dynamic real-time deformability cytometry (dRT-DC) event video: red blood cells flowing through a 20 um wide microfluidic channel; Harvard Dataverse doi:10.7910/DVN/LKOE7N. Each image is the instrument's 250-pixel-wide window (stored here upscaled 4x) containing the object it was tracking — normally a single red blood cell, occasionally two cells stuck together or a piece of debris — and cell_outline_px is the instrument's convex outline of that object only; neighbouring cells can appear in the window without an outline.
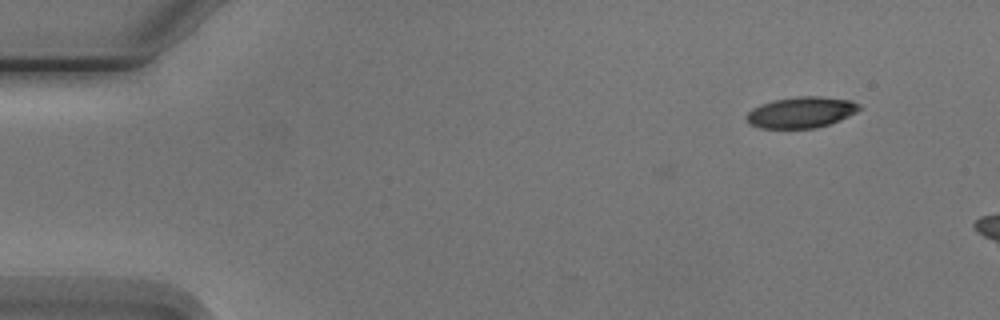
{"species": "Egyptian fruit bat (a non-hibernating species)", "species_latin": "Rousettus aegyptiacus", "temperature_condition": "cold", "stored_images_in_passage": 4, "camera_frame_rate_fps": 3000, "um_per_image_px": 0.085, "animal": {"sex": "male"}, "frame": {"image": 1, "passage_image": 1, "time_ms": 0.0, "image_size_px": [1000, 320], "cell_outline_px": [[860, 108], [856, 112], [840, 120], [816, 128], [760, 128], [748, 124], [744, 116], [752, 108], [760, 104], [772, 100], [800, 96], [820, 96], [852, 100], [860, 104]], "centroid_in_image_um": [68.06, 9.54], "position_along_channel_um": 16.9, "area_um2": 20.58}}